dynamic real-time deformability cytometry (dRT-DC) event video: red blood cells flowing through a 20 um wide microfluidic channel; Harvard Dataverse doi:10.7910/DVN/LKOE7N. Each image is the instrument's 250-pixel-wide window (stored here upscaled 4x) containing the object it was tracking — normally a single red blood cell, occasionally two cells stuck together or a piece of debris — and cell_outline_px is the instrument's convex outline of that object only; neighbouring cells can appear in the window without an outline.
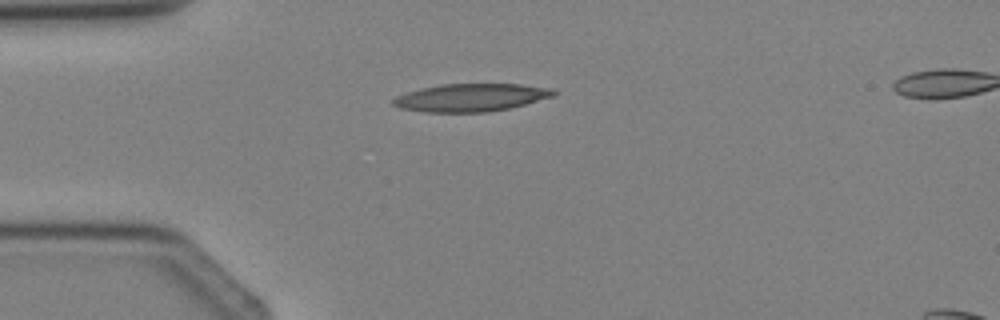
{"species": "Egyptian fruit bat (a non-hibernating species)", "species_latin": "Rousettus aegyptiacus", "temperature_condition": "cold", "stored_images_in_passage": 2, "camera_frame_rate_fps": 3000, "um_per_image_px": 0.085, "animal": {"sex": "female"}, "frame": {"image": 1, "passage_image": 2, "time_ms": 1.333, "image_size_px": [1000, 320], "cell_outline_px": [[556, 96], [508, 108], [488, 112], [424, 112], [400, 108], [392, 104], [392, 100], [396, 96], [420, 88], [440, 84], [520, 84], [552, 88], [556, 92]], "centroid_in_image_um": [40.03, 8.29], "position_along_channel_um": 45.0, "area_um2": 26.01}}